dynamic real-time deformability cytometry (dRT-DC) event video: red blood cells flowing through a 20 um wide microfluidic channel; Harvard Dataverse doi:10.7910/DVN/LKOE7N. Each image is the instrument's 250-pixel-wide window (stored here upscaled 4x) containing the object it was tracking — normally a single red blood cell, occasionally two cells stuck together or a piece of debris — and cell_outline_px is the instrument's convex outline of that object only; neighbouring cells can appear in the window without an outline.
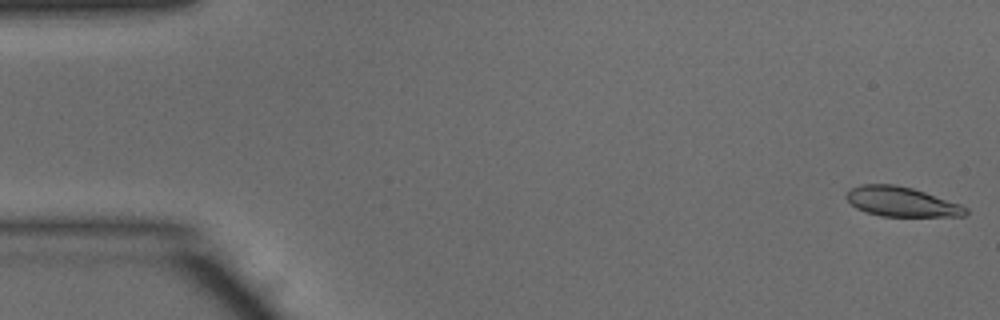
{"species": "common noctule bat (a hibernating species)", "species_latin": "Nyctalus noctula", "temperature_condition": "warm", "stored_images_in_passage": 49, "camera_frame_rate_fps": 3000, "um_per_image_px": 0.085, "animal": {"sex": "male", "body_mass_g": 15.6}, "frame": {"image": 1, "passage_image": 1, "time_ms": 0.0, "image_size_px": [1000, 320], "cell_outline_px": [[968, 212], [964, 216], [880, 216], [856, 208], [844, 196], [852, 188], [860, 184], [892, 184], [912, 188], [960, 204], [968, 208]], "centroid_in_image_um": [76.62, 17.15], "position_along_channel_um": 8.4, "area_um2": 20.4}}
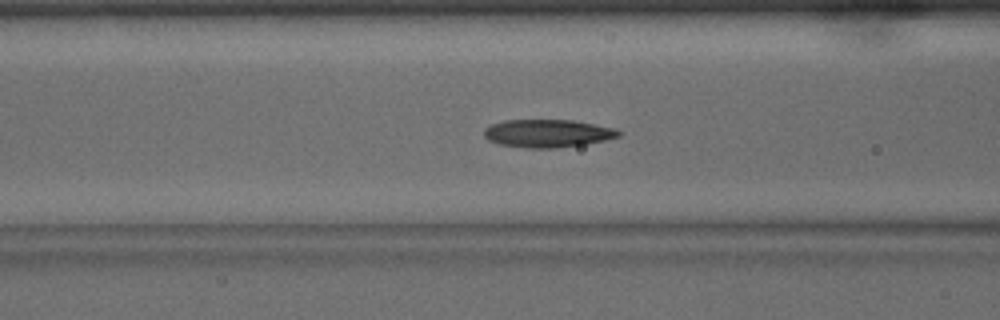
{"frame": {"image": 2, "passage_image": 19, "time_ms": 6.0, "image_size_px": [1000, 320], "cell_outline_px": [[620, 136], [604, 140], [584, 144], [556, 148], [528, 148], [500, 144], [488, 140], [484, 136], [484, 128], [492, 124], [504, 120], [572, 120], [616, 128], [620, 132]], "centroid_in_image_um": [46.53, 11.33], "position_along_channel_um": 120.1, "area_um2": 21.79}}
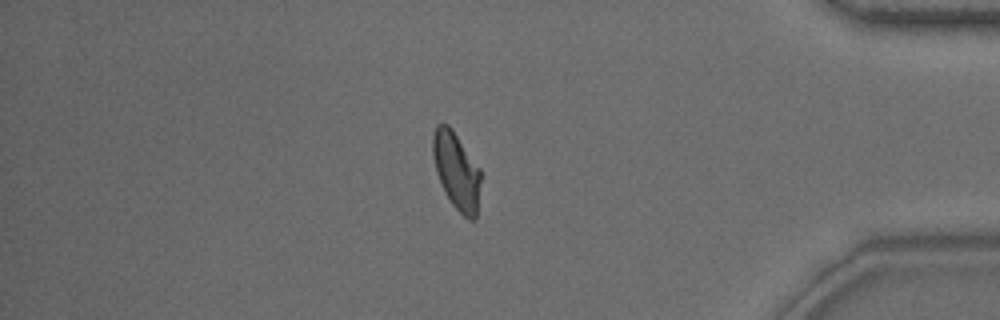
{"frame": {"image": 3, "passage_image": 42, "time_ms": 13.667, "image_size_px": [1000, 320], "cell_outline_px": [[480, 180], [476, 220], [468, 220], [452, 204], [436, 172], [432, 152], [432, 136], [436, 124], [448, 124], [452, 128], [480, 168]], "centroid_in_image_um": [38.8, 14.49], "position_along_channel_um": 396.4, "area_um2": 21.33}, "authors_computed_cell_mechanics": {"area_um2": 21.3282, "velocity_mm_per_s": 4.0514, "shape_relaxation_time_tau1_ms": 3.9318, "shape_relaxation_time_tau2_ms": 2.3341, "deformation_change_tau1": 0.1634, "deformation_change_tau2": 0.0849}}